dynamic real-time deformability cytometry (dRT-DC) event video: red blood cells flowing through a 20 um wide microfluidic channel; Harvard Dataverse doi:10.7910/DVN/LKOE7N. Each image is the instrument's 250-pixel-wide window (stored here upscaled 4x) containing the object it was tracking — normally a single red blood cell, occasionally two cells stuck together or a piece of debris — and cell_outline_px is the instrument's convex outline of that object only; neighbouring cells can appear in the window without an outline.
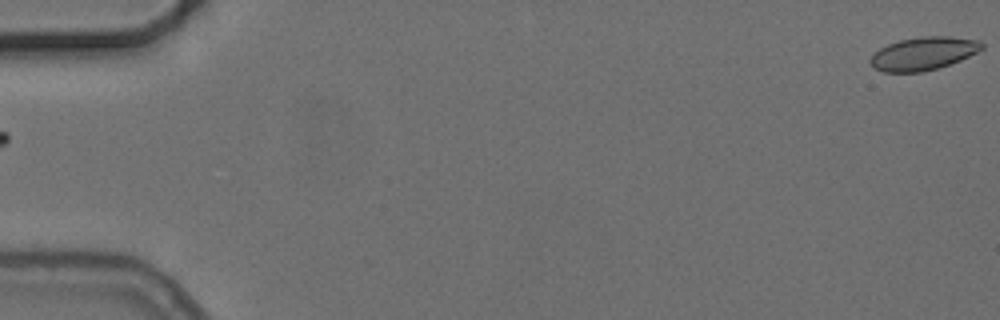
{"species": "common noctule bat (a hibernating species)", "species_latin": "Nyctalus noctula", "temperature_condition": "cold", "stored_images_in_passage": 2, "camera_frame_rate_fps": 3000, "um_per_image_px": 0.085, "animal": {"sex": "female", "body_mass_g": 24.6, "forearm_length_mm": 56.2}, "frame": {"image": 1, "passage_image": 2, "time_ms": 1.333, "image_size_px": [1000, 320], "cell_outline_px": [[984, 48], [960, 60], [924, 72], [884, 72], [876, 68], [868, 60], [880, 48], [888, 44], [900, 40], [924, 36], [952, 36], [980, 40], [984, 44]], "centroid_in_image_um": [78.51, 4.54], "position_along_channel_um": 6.5, "area_um2": 21.33}}